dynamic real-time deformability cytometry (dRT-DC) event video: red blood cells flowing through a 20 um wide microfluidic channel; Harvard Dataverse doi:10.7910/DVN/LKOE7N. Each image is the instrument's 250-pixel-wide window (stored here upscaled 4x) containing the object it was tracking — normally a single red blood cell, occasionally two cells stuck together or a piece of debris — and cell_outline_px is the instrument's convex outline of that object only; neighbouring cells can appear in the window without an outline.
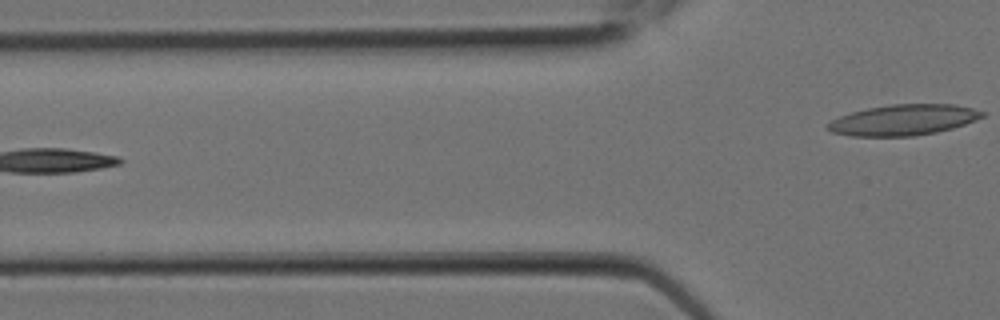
{"species": "Egyptian fruit bat (a non-hibernating species)", "species_latin": "Rousettus aegyptiacus", "temperature_condition": "room temperature", "stored_images_in_passage": 7, "camera_frame_rate_fps": 3000, "um_per_image_px": 0.085, "animal": {"sex": "female"}, "frame": {"image": 1, "passage_image": 7, "time_ms": 2.0, "image_size_px": [1000, 320], "cell_outline_px": [[984, 116], [964, 124], [952, 128], [936, 132], [912, 136], [852, 136], [832, 132], [824, 128], [824, 124], [840, 116], [852, 112], [868, 108], [892, 104], [952, 104], [972, 108], [984, 112]], "centroid_in_image_um": [76.74, 10.2], "position_along_channel_um": 49.1, "area_um2": 27.57}}